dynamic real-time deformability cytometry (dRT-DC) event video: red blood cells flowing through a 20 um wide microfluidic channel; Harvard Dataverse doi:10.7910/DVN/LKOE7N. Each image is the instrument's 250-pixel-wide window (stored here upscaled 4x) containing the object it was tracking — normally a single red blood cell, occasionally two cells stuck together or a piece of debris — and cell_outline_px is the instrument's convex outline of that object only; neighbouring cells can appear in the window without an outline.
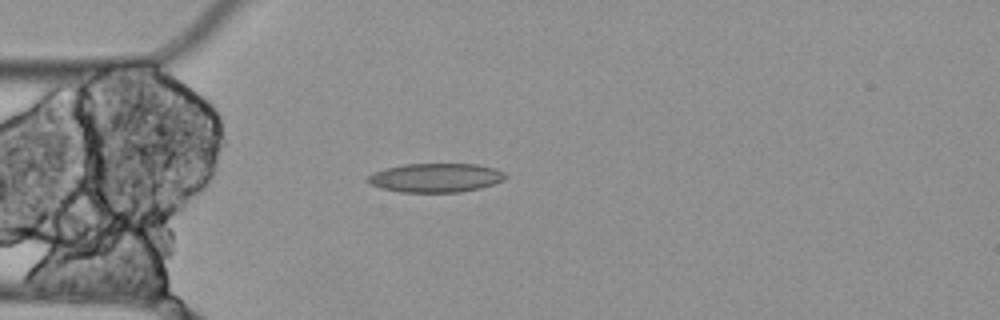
{"species": "Egyptian fruit bat (a non-hibernating species)", "species_latin": "Rousettus aegyptiacus", "temperature_condition": "cold", "stored_images_in_passage": 4, "camera_frame_rate_fps": 3000, "um_per_image_px": 0.085, "animal": {"sex": "female"}, "frame": {"image": 1, "passage_image": 4, "time_ms": 1.0, "image_size_px": [1000, 320], "cell_outline_px": [[508, 176], [504, 180], [480, 188], [460, 192], [400, 192], [380, 188], [364, 180], [372, 172], [384, 168], [404, 164], [476, 164], [496, 168], [504, 172]], "centroid_in_image_um": [37.02, 15.1], "position_along_channel_um": 48.0, "area_um2": 23.41}}